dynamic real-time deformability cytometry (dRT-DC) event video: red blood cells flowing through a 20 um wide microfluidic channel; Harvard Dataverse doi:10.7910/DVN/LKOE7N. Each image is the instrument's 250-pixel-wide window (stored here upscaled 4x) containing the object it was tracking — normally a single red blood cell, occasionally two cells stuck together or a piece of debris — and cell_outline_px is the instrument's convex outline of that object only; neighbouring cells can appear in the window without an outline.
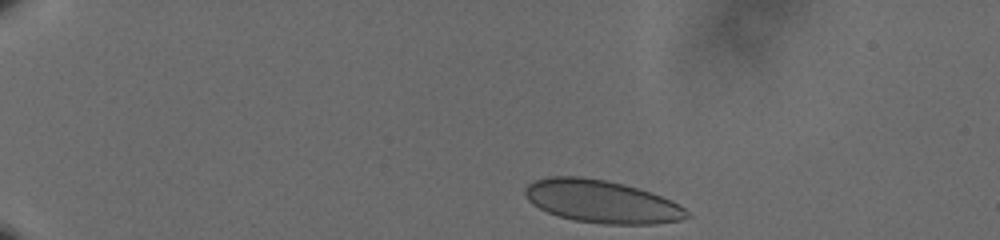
{"species": "human", "species_latin": "Homo sapiens", "temperature_condition": "cold", "stored_images_in_passage": 48, "camera_frame_rate_fps": 3000, "um_per_image_px": 0.085, "donor": {"sex": "male"}, "frame": {"image": 1, "passage_image": 1, "time_ms": 0.0, "image_size_px": [1000, 240], "cell_outline_px": [[692, 216], [680, 220], [652, 224], [604, 224], [576, 220], [560, 216], [548, 212], [532, 204], [528, 200], [524, 192], [524, 188], [528, 184], [536, 180], [548, 176], [580, 176], [604, 180], [624, 184], [672, 200], [684, 208]], "centroid_in_image_um": [51.13, 17.12], "position_along_channel_um": 33.9, "area_um2": 40.0}}
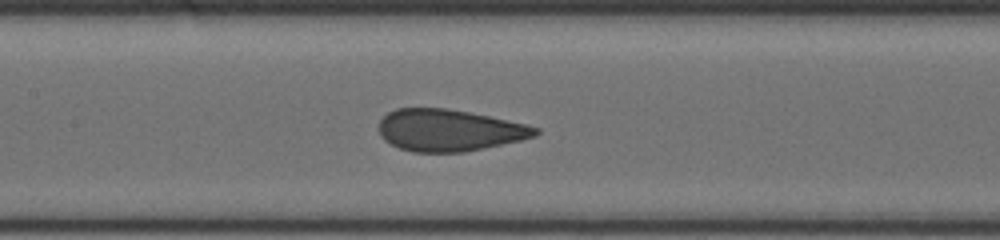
{"frame": {"image": 2, "passage_image": 20, "time_ms": 6.333, "image_size_px": [1000, 240], "cell_outline_px": [[540, 132], [536, 136], [520, 140], [464, 152], [412, 152], [400, 148], [384, 140], [380, 136], [380, 120], [388, 112], [396, 108], [444, 108], [468, 112], [488, 116], [524, 124], [540, 128]], "centroid_in_image_um": [38.16, 11.07], "position_along_channel_um": 169.2, "area_um2": 37.8}}
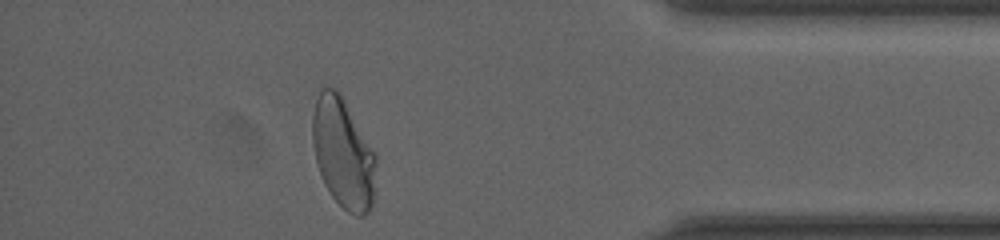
{"frame": {"image": 3, "passage_image": 42, "time_ms": 13.667, "image_size_px": [1000, 240], "cell_outline_px": [[376, 160], [372, 204], [368, 212], [364, 216], [356, 216], [348, 212], [328, 192], [324, 184], [316, 160], [312, 144], [312, 116], [316, 100], [320, 88], [336, 88], [340, 92], [376, 156]], "centroid_in_image_um": [29.14, 13.02], "position_along_channel_um": 406.1, "area_um2": 40.4}, "authors_computed_cell_mechanics": {"area_um2": 40.0554, "velocity_mm_per_s": 3.5758, "shape_relaxation_time_tau1_ms": 7.5578, "shape_relaxation_time_tau2_ms": null, "deformation_change_tau1": 0.1649, "deformation_change_tau2": null}}